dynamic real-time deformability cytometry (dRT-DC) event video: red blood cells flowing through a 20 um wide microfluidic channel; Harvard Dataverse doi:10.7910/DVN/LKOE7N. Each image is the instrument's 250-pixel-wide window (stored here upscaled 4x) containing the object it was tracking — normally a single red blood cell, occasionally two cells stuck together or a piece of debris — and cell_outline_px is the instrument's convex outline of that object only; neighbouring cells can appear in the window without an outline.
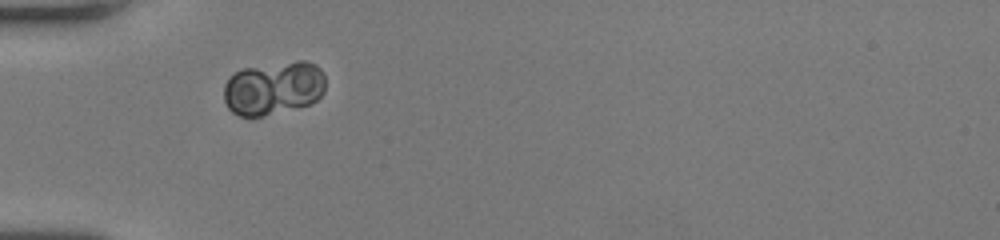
{"species": "human", "species_latin": "Homo sapiens", "temperature_condition": "room temperature", "stored_images_in_passage": 41, "camera_frame_rate_fps": 3000, "um_per_image_px": 0.085, "donor": {"sex": "female"}, "frame": {"image": 1, "passage_image": 6, "time_ms": 1.667, "image_size_px": [1000, 240], "cell_outline_px": [[324, 92], [316, 100], [308, 104], [264, 116], [240, 116], [232, 112], [228, 108], [224, 100], [224, 84], [236, 72], [244, 68], [300, 60], [304, 60], [316, 64], [320, 68], [324, 76]], "centroid_in_image_um": [23.25, 7.48], "position_along_channel_um": 61.8, "area_um2": 31.5}}
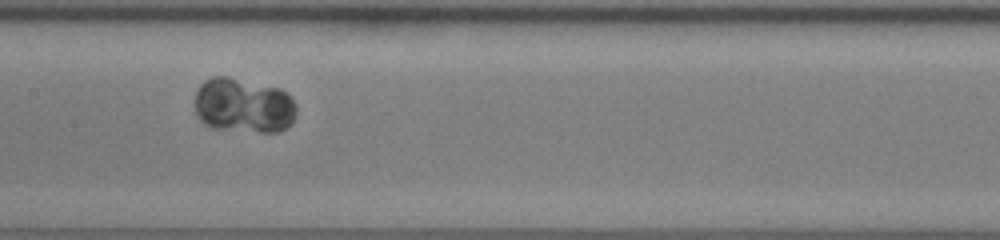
{"frame": {"image": 2, "passage_image": 16, "time_ms": 5.0, "image_size_px": [1000, 240], "cell_outline_px": [[296, 116], [292, 124], [276, 132], [260, 132], [212, 128], [204, 124], [200, 120], [196, 112], [196, 92], [200, 84], [204, 80], [212, 76], [228, 76], [280, 88], [292, 96], [296, 104]], "centroid_in_image_um": [20.72, 8.96], "position_along_channel_um": 186.7, "area_um2": 32.89}}
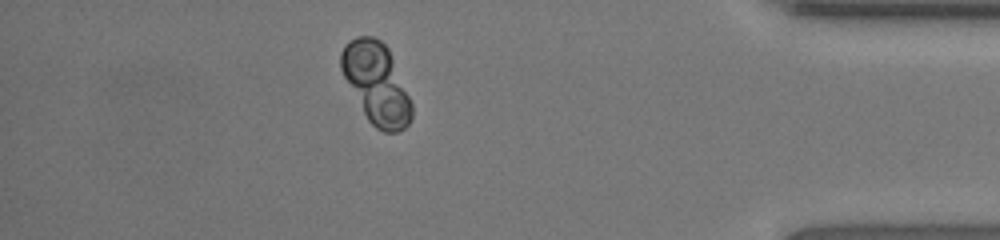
{"frame": {"image": 3, "passage_image": 35, "time_ms": 11.333, "image_size_px": [1000, 240], "cell_outline_px": [[412, 116], [408, 124], [404, 128], [396, 132], [384, 132], [376, 128], [368, 120], [344, 76], [340, 68], [340, 52], [356, 36], [372, 36], [380, 40], [388, 48], [412, 104]], "centroid_in_image_um": [31.99, 7.1], "position_along_channel_um": 403.2, "area_um2": 32.66}}